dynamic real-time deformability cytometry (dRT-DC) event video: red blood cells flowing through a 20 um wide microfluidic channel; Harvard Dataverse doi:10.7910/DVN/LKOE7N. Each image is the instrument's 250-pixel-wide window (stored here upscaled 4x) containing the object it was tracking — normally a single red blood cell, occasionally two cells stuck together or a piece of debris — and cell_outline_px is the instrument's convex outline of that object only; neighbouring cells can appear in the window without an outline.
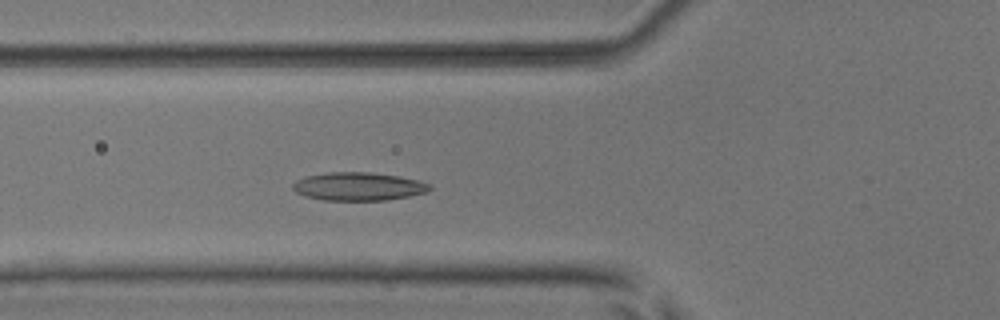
{"species": "common noctule bat (a hibernating species)", "species_latin": "Nyctalus noctula", "temperature_condition": "room temperature", "stored_images_in_passage": 51, "segment_of_instrument_passage": [1, 2], "camera_frame_rate_fps": 3000, "um_per_image_px": 0.085, "animal": {"sex": "male", "body_mass_g": 17.9, "forearm_length_mm": 54.2}, "frame": {"image": 1, "passage_image": 16, "time_ms": 5.0, "image_size_px": [1000, 320], "cell_outline_px": [[432, 188], [428, 192], [408, 196], [384, 200], [324, 200], [304, 196], [296, 192], [292, 188], [292, 184], [296, 180], [304, 176], [328, 172], [368, 172], [400, 176], [420, 180], [428, 184]], "centroid_in_image_um": [30.45, 15.84], "position_along_channel_um": 95.4, "area_um2": 22.6}}
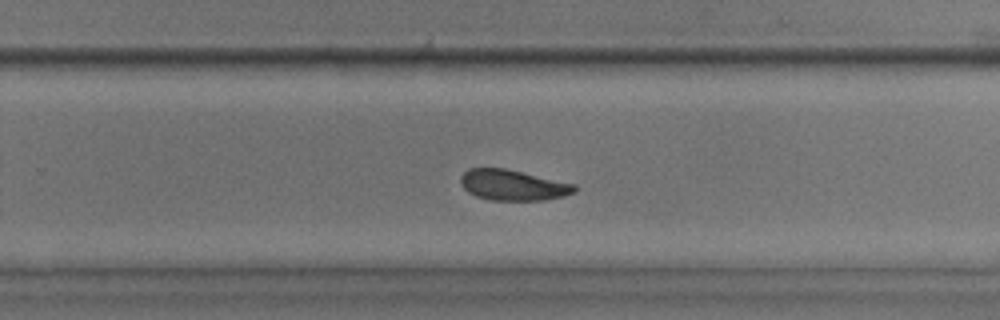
{"frame": {"image": 2, "passage_image": 31, "time_ms": 10.0, "image_size_px": [1000, 320], "cell_outline_px": [[576, 192], [564, 196], [544, 200], [492, 200], [476, 196], [468, 192], [464, 188], [460, 180], [460, 176], [468, 168], [504, 168], [576, 184]], "centroid_in_image_um": [43.6, 15.73], "position_along_channel_um": 286.2, "area_um2": 20.29}}
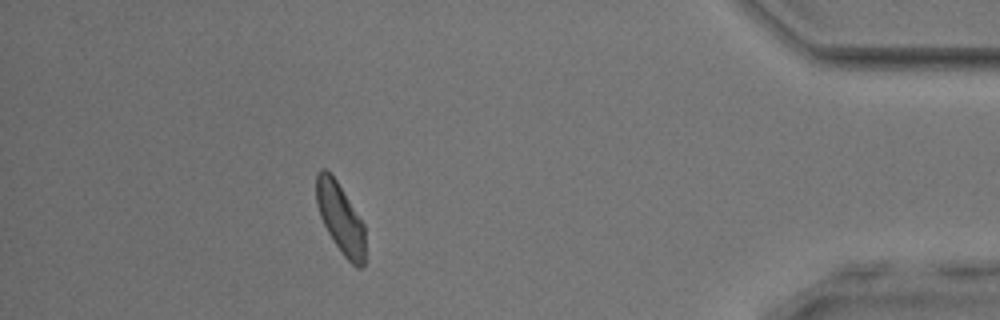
{"frame": {"image": 3, "passage_image": 44, "time_ms": 14.333, "image_size_px": [1000, 320], "cell_outline_px": [[364, 264], [360, 268], [356, 268], [344, 256], [332, 240], [320, 216], [316, 204], [316, 172], [320, 168], [324, 168], [336, 180], [364, 224]], "centroid_in_image_um": [28.91, 18.55], "position_along_channel_um": 406.3, "area_um2": 19.77}}